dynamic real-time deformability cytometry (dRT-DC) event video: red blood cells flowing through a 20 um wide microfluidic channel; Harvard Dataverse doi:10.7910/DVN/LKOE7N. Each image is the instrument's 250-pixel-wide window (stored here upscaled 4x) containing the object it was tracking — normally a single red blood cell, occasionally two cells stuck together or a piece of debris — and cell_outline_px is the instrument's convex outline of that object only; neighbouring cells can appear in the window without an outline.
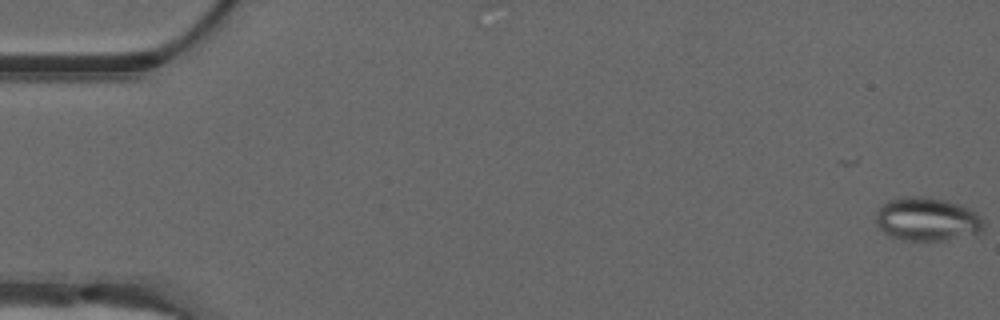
{"species": "common noctule bat (a hibernating species)", "species_latin": "Nyctalus noctula", "temperature_condition": "warm", "stored_images_in_passage": 14, "camera_frame_rate_fps": 3000, "um_per_image_px": 0.085, "animal": {"sex": "male", "forearm_length_mm": 52.5}, "frame": {"image": 1, "passage_image": 1, "time_ms": 0.0, "image_size_px": [1000, 320], "cell_outline_px": [[984, 232], [976, 236], [948, 240], [900, 240], [888, 236], [876, 224], [876, 212], [880, 204], [888, 200], [904, 196], [924, 196], [948, 200], [968, 208], [976, 212], [984, 220]], "centroid_in_image_um": [78.84, 18.64], "position_along_channel_um": 6.2, "area_um2": 28.15}}